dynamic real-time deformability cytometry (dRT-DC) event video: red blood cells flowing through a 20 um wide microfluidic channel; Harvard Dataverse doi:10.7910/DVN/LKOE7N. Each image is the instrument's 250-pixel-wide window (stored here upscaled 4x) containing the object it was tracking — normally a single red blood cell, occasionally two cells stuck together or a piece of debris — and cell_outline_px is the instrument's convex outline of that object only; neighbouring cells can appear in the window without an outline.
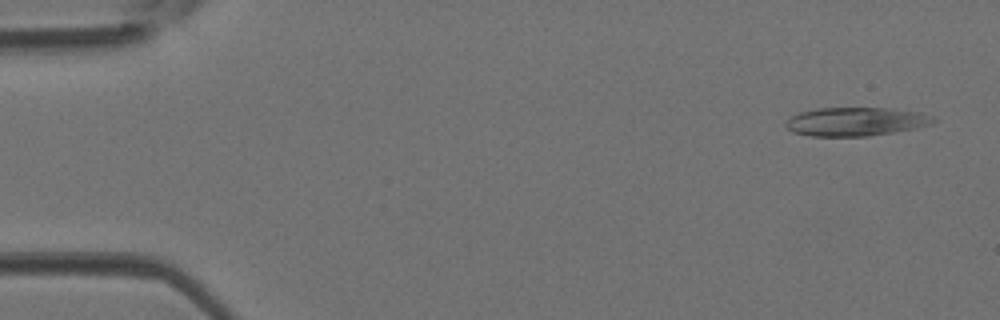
{"species": "Egyptian fruit bat (a non-hibernating species)", "species_latin": "Rousettus aegyptiacus", "temperature_condition": "room temperature", "stored_images_in_passage": 43, "camera_frame_rate_fps": 3000, "um_per_image_px": 0.085, "animal": {"sex": "female"}, "frame": {"image": 1, "passage_image": 2, "time_ms": 0.333, "image_size_px": [1000, 320], "cell_outline_px": [[936, 120], [932, 124], [892, 132], [868, 136], [812, 136], [792, 132], [784, 124], [792, 116], [800, 112], [816, 108], [884, 108], [920, 112], [932, 116]], "centroid_in_image_um": [72.71, 10.33], "position_along_channel_um": 12.3, "area_um2": 24.33}}
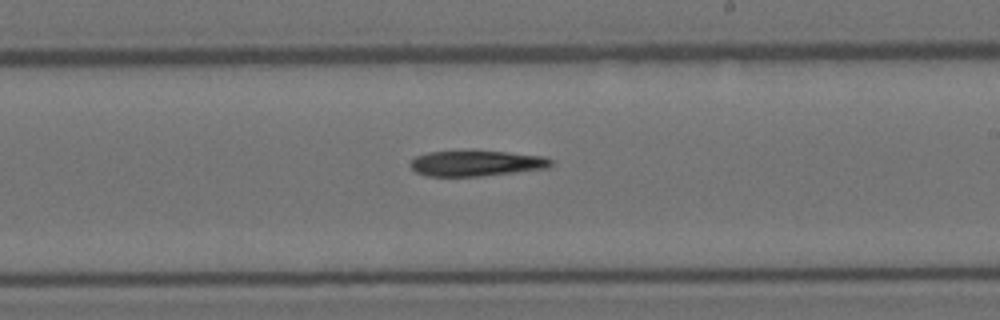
{"frame": {"image": 2, "passage_image": 25, "time_ms": 8.0, "image_size_px": [1000, 320], "cell_outline_px": [[552, 164], [548, 168], [480, 176], [428, 176], [416, 172], [408, 164], [416, 156], [428, 152], [508, 152], [544, 156], [552, 160]], "centroid_in_image_um": [40.49, 13.89], "position_along_channel_um": 248.5, "area_um2": 20.58}}
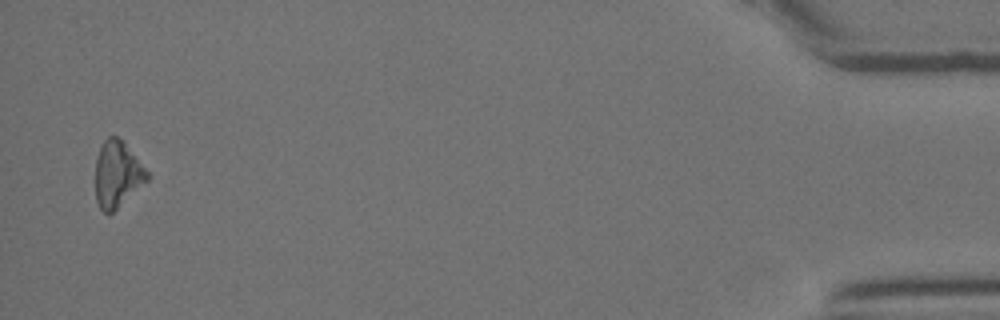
{"frame": {"image": 3, "passage_image": 42, "time_ms": 13.667, "image_size_px": [1000, 320], "cell_outline_px": [[152, 176], [148, 180], [112, 212], [104, 212], [100, 208], [96, 200], [96, 160], [100, 148], [104, 140], [108, 136], [116, 136], [124, 140]], "centroid_in_image_um": [10.0, 14.76], "position_along_channel_um": 425.2, "area_um2": 19.94}}